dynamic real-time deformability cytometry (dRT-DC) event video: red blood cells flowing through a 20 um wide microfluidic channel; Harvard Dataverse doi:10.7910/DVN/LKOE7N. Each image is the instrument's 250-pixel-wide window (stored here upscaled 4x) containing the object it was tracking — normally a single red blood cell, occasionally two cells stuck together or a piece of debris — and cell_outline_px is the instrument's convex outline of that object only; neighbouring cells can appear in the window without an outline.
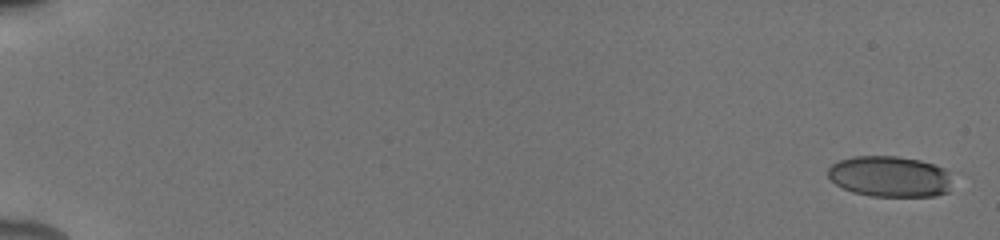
{"species": "human", "species_latin": "Homo sapiens", "temperature_condition": "cold", "stored_images_in_passage": 18, "camera_frame_rate_fps": 3000, "um_per_image_px": 0.085, "donor": {"sex": "male"}, "frame": {"image": 1, "passage_image": 1, "time_ms": 0.0, "image_size_px": [1000, 240], "cell_outline_px": [[948, 192], [936, 196], [872, 196], [852, 192], [836, 184], [828, 176], [828, 168], [832, 164], [840, 160], [852, 156], [896, 156], [920, 160], [944, 168], [948, 172]], "centroid_in_image_um": [75.59, 15.0], "position_along_channel_um": 9.4, "area_um2": 29.42}}
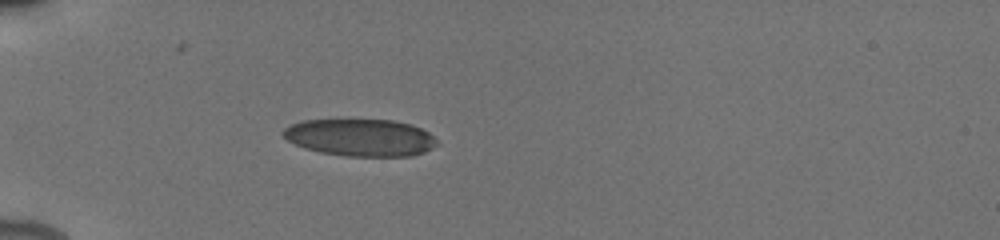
{"frame": {"image": 2, "passage_image": 15, "time_ms": 5.667, "image_size_px": [1000, 240], "cell_outline_px": [[440, 144], [424, 152], [412, 156], [348, 156], [320, 152], [304, 148], [288, 140], [280, 132], [284, 128], [300, 120], [392, 120], [412, 124], [428, 132]], "centroid_in_image_um": [30.64, 11.69], "position_along_channel_um": 54.4, "area_um2": 33.35}}